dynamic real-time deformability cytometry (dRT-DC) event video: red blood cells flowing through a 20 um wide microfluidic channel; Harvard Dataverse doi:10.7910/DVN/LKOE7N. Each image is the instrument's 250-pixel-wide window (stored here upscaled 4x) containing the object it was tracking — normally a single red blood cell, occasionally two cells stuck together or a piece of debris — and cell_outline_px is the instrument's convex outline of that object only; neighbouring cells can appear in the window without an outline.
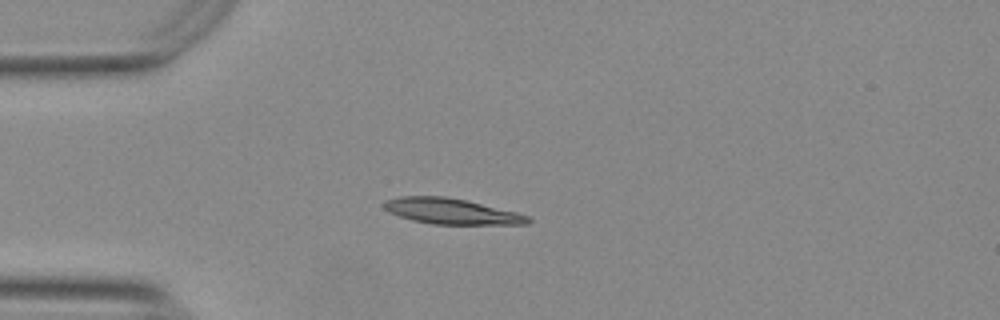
{"species": "Egyptian fruit bat (a non-hibernating species)", "species_latin": "Rousettus aegyptiacus", "temperature_condition": "warm", "stored_images_in_passage": 41, "camera_frame_rate_fps": 3000, "um_per_image_px": 0.085, "animal": {"sex": "female"}, "frame": {"image": 1, "passage_image": 1, "time_ms": 0.0, "image_size_px": [1000, 320], "cell_outline_px": [[532, 220], [528, 224], [432, 224], [412, 220], [388, 212], [384, 208], [384, 200], [400, 196], [444, 196], [464, 200], [516, 212], [528, 216]], "centroid_in_image_um": [38.33, 17.96], "position_along_channel_um": 46.7, "area_um2": 21.33}}
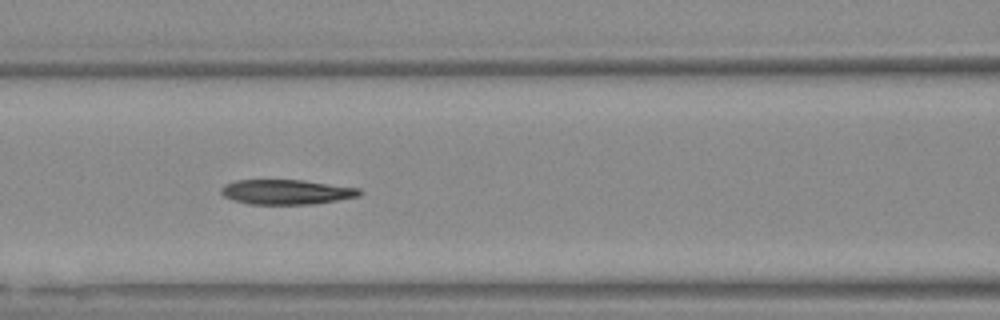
{"frame": {"image": 2, "passage_image": 10, "time_ms": 3.0, "image_size_px": [1000, 320], "cell_outline_px": [[364, 192], [360, 196], [312, 204], [248, 204], [232, 200], [224, 196], [220, 192], [220, 188], [224, 184], [236, 180], [304, 180], [360, 188]], "centroid_in_image_um": [24.34, 16.31], "position_along_channel_um": 142.3, "area_um2": 20.17}}
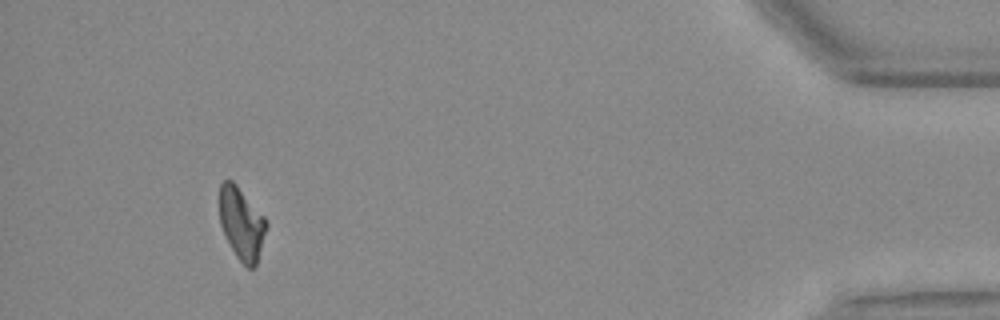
{"frame": {"image": 3, "passage_image": 37, "time_ms": 12.0, "image_size_px": [1000, 320], "cell_outline_px": [[268, 224], [256, 264], [252, 268], [248, 268], [236, 256], [220, 224], [220, 184], [224, 180], [232, 180], [236, 184], [264, 216]], "centroid_in_image_um": [20.54, 18.98], "position_along_channel_um": 414.7, "area_um2": 19.31}, "authors_computed_cell_mechanics": {"area_um2": 20.7502, "velocity_mm_per_s": 3.7705, "shape_relaxation_time_tau1_ms": null, "shape_relaxation_time_tau2_ms": 1.566, "deformation_change_tau1": null, "deformation_change_tau2": 0.0719}}